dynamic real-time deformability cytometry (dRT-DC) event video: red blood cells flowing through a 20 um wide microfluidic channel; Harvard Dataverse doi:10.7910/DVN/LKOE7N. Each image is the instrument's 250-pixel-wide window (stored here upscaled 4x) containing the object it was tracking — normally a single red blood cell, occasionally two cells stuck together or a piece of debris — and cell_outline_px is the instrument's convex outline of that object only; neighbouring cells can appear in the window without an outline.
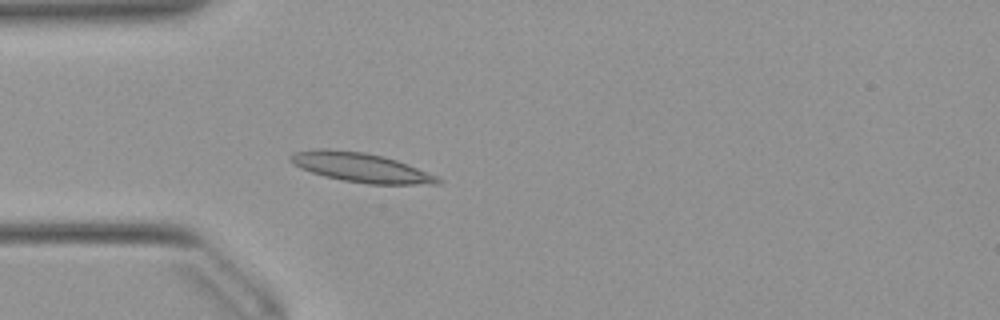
{"species": "Egyptian fruit bat (a non-hibernating species)", "species_latin": "Rousettus aegyptiacus", "temperature_condition": "warm", "stored_images_in_passage": 51, "camera_frame_rate_fps": 3000, "um_per_image_px": 0.085, "animal": {"sex": "female"}, "frame": {"image": 1, "passage_image": 14, "time_ms": 4.333, "image_size_px": [1000, 320], "cell_outline_px": [[444, 180], [440, 184], [368, 184], [340, 180], [324, 176], [300, 168], [288, 160], [288, 156], [292, 152], [320, 148], [324, 148], [364, 152], [384, 156], [396, 160], [436, 176]], "centroid_in_image_um": [30.62, 14.23], "position_along_channel_um": 54.4, "area_um2": 25.2}}
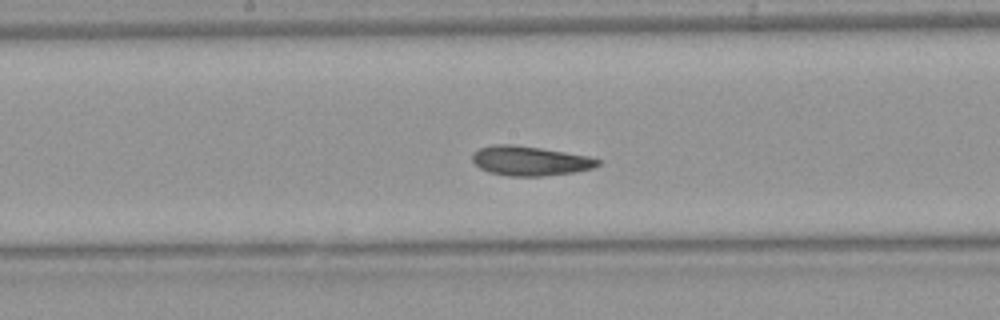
{"frame": {"image": 2, "passage_image": 26, "time_ms": 8.333, "image_size_px": [1000, 320], "cell_outline_px": [[600, 164], [592, 168], [572, 172], [540, 176], [508, 176], [488, 172], [480, 168], [472, 160], [472, 152], [480, 148], [496, 144], [512, 144], [540, 148], [588, 156], [600, 160]], "centroid_in_image_um": [45.0, 13.67], "position_along_channel_um": 203.2, "area_um2": 21.39}}
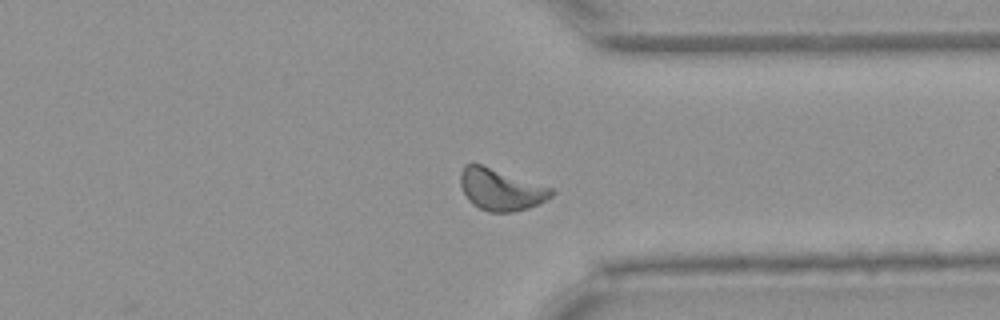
{"frame": {"image": 3, "passage_image": 39, "time_ms": 12.667, "image_size_px": [1000, 320], "cell_outline_px": [[556, 192], [552, 196], [528, 208], [512, 212], [488, 212], [472, 204], [468, 200], [460, 184], [460, 172], [464, 164], [480, 164], [552, 188]], "centroid_in_image_um": [42.54, 16.12], "position_along_channel_um": 368.9, "area_um2": 21.79}, "authors_computed_cell_mechanics": {"area_um2": 21.7328, "velocity_mm_per_s": 3.877, "shape_relaxation_time_tau1_ms": 6.8345, "shape_relaxation_time_tau2_ms": 5.3635, "deformation_change_tau1": 0.1817, "deformation_change_tau2": 0.1018}}